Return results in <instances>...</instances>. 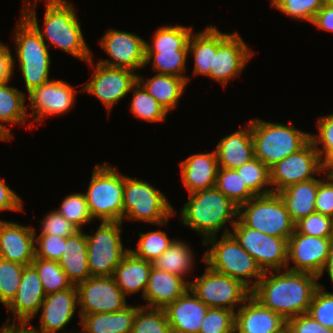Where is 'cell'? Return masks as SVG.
I'll return each instance as SVG.
<instances>
[{
    "label": "cell",
    "instance_id": "obj_5",
    "mask_svg": "<svg viewBox=\"0 0 333 333\" xmlns=\"http://www.w3.org/2000/svg\"><path fill=\"white\" fill-rule=\"evenodd\" d=\"M255 158L269 169L288 155L298 152L310 141V134L288 125L250 120Z\"/></svg>",
    "mask_w": 333,
    "mask_h": 333
},
{
    "label": "cell",
    "instance_id": "obj_7",
    "mask_svg": "<svg viewBox=\"0 0 333 333\" xmlns=\"http://www.w3.org/2000/svg\"><path fill=\"white\" fill-rule=\"evenodd\" d=\"M14 31L17 58L29 93L49 80L50 54L39 31L22 15Z\"/></svg>",
    "mask_w": 333,
    "mask_h": 333
},
{
    "label": "cell",
    "instance_id": "obj_12",
    "mask_svg": "<svg viewBox=\"0 0 333 333\" xmlns=\"http://www.w3.org/2000/svg\"><path fill=\"white\" fill-rule=\"evenodd\" d=\"M189 289L209 308H224L235 312V304H244L251 290L241 281L213 271L189 282Z\"/></svg>",
    "mask_w": 333,
    "mask_h": 333
},
{
    "label": "cell",
    "instance_id": "obj_38",
    "mask_svg": "<svg viewBox=\"0 0 333 333\" xmlns=\"http://www.w3.org/2000/svg\"><path fill=\"white\" fill-rule=\"evenodd\" d=\"M130 91H133L130 111L136 117L149 122H160L165 120L168 112L138 81L131 87Z\"/></svg>",
    "mask_w": 333,
    "mask_h": 333
},
{
    "label": "cell",
    "instance_id": "obj_1",
    "mask_svg": "<svg viewBox=\"0 0 333 333\" xmlns=\"http://www.w3.org/2000/svg\"><path fill=\"white\" fill-rule=\"evenodd\" d=\"M318 279L310 273L287 269L283 273H280V270L265 271L251 290V295L263 306L288 320L308 312L313 296L320 286Z\"/></svg>",
    "mask_w": 333,
    "mask_h": 333
},
{
    "label": "cell",
    "instance_id": "obj_46",
    "mask_svg": "<svg viewBox=\"0 0 333 333\" xmlns=\"http://www.w3.org/2000/svg\"><path fill=\"white\" fill-rule=\"evenodd\" d=\"M271 5L293 19L312 22L323 0H271Z\"/></svg>",
    "mask_w": 333,
    "mask_h": 333
},
{
    "label": "cell",
    "instance_id": "obj_19",
    "mask_svg": "<svg viewBox=\"0 0 333 333\" xmlns=\"http://www.w3.org/2000/svg\"><path fill=\"white\" fill-rule=\"evenodd\" d=\"M238 32L232 33L214 55L211 73L207 76L221 82L225 87L228 81L240 76L253 54Z\"/></svg>",
    "mask_w": 333,
    "mask_h": 333
},
{
    "label": "cell",
    "instance_id": "obj_24",
    "mask_svg": "<svg viewBox=\"0 0 333 333\" xmlns=\"http://www.w3.org/2000/svg\"><path fill=\"white\" fill-rule=\"evenodd\" d=\"M208 308L188 289L164 310L173 333H199Z\"/></svg>",
    "mask_w": 333,
    "mask_h": 333
},
{
    "label": "cell",
    "instance_id": "obj_34",
    "mask_svg": "<svg viewBox=\"0 0 333 333\" xmlns=\"http://www.w3.org/2000/svg\"><path fill=\"white\" fill-rule=\"evenodd\" d=\"M6 83L0 84V139L11 140V131L6 123L11 125L25 124L28 113L25 105V94ZM5 122V124H3Z\"/></svg>",
    "mask_w": 333,
    "mask_h": 333
},
{
    "label": "cell",
    "instance_id": "obj_21",
    "mask_svg": "<svg viewBox=\"0 0 333 333\" xmlns=\"http://www.w3.org/2000/svg\"><path fill=\"white\" fill-rule=\"evenodd\" d=\"M35 228L0 220V257L24 266L35 258Z\"/></svg>",
    "mask_w": 333,
    "mask_h": 333
},
{
    "label": "cell",
    "instance_id": "obj_49",
    "mask_svg": "<svg viewBox=\"0 0 333 333\" xmlns=\"http://www.w3.org/2000/svg\"><path fill=\"white\" fill-rule=\"evenodd\" d=\"M295 229L309 236L333 238V218L315 212L298 221Z\"/></svg>",
    "mask_w": 333,
    "mask_h": 333
},
{
    "label": "cell",
    "instance_id": "obj_57",
    "mask_svg": "<svg viewBox=\"0 0 333 333\" xmlns=\"http://www.w3.org/2000/svg\"><path fill=\"white\" fill-rule=\"evenodd\" d=\"M311 23L318 29L333 32V6L324 4Z\"/></svg>",
    "mask_w": 333,
    "mask_h": 333
},
{
    "label": "cell",
    "instance_id": "obj_53",
    "mask_svg": "<svg viewBox=\"0 0 333 333\" xmlns=\"http://www.w3.org/2000/svg\"><path fill=\"white\" fill-rule=\"evenodd\" d=\"M286 328L290 333H333V330L323 327L308 313L286 320Z\"/></svg>",
    "mask_w": 333,
    "mask_h": 333
},
{
    "label": "cell",
    "instance_id": "obj_10",
    "mask_svg": "<svg viewBox=\"0 0 333 333\" xmlns=\"http://www.w3.org/2000/svg\"><path fill=\"white\" fill-rule=\"evenodd\" d=\"M122 222L101 221L92 235L86 234L91 276H113L116 266L130 251L121 240Z\"/></svg>",
    "mask_w": 333,
    "mask_h": 333
},
{
    "label": "cell",
    "instance_id": "obj_32",
    "mask_svg": "<svg viewBox=\"0 0 333 333\" xmlns=\"http://www.w3.org/2000/svg\"><path fill=\"white\" fill-rule=\"evenodd\" d=\"M140 306L128 305L114 313H93L81 317L80 333H131L135 313Z\"/></svg>",
    "mask_w": 333,
    "mask_h": 333
},
{
    "label": "cell",
    "instance_id": "obj_17",
    "mask_svg": "<svg viewBox=\"0 0 333 333\" xmlns=\"http://www.w3.org/2000/svg\"><path fill=\"white\" fill-rule=\"evenodd\" d=\"M103 47L111 60H99L98 63L118 68H126L135 72L144 68L146 41L133 33L109 29L100 39Z\"/></svg>",
    "mask_w": 333,
    "mask_h": 333
},
{
    "label": "cell",
    "instance_id": "obj_62",
    "mask_svg": "<svg viewBox=\"0 0 333 333\" xmlns=\"http://www.w3.org/2000/svg\"><path fill=\"white\" fill-rule=\"evenodd\" d=\"M281 333H290L287 328H285Z\"/></svg>",
    "mask_w": 333,
    "mask_h": 333
},
{
    "label": "cell",
    "instance_id": "obj_36",
    "mask_svg": "<svg viewBox=\"0 0 333 333\" xmlns=\"http://www.w3.org/2000/svg\"><path fill=\"white\" fill-rule=\"evenodd\" d=\"M192 33L191 26L168 25L160 27L154 33L153 44L146 41L145 51L188 50V42Z\"/></svg>",
    "mask_w": 333,
    "mask_h": 333
},
{
    "label": "cell",
    "instance_id": "obj_3",
    "mask_svg": "<svg viewBox=\"0 0 333 333\" xmlns=\"http://www.w3.org/2000/svg\"><path fill=\"white\" fill-rule=\"evenodd\" d=\"M181 218L185 226L202 234L203 244L206 239L216 236L229 220L231 226L235 224L238 206L214 186L190 193L188 202L182 207Z\"/></svg>",
    "mask_w": 333,
    "mask_h": 333
},
{
    "label": "cell",
    "instance_id": "obj_45",
    "mask_svg": "<svg viewBox=\"0 0 333 333\" xmlns=\"http://www.w3.org/2000/svg\"><path fill=\"white\" fill-rule=\"evenodd\" d=\"M56 211L79 230L93 220L84 193H75L65 197L60 209Z\"/></svg>",
    "mask_w": 333,
    "mask_h": 333
},
{
    "label": "cell",
    "instance_id": "obj_61",
    "mask_svg": "<svg viewBox=\"0 0 333 333\" xmlns=\"http://www.w3.org/2000/svg\"><path fill=\"white\" fill-rule=\"evenodd\" d=\"M325 5L333 6V0H323Z\"/></svg>",
    "mask_w": 333,
    "mask_h": 333
},
{
    "label": "cell",
    "instance_id": "obj_11",
    "mask_svg": "<svg viewBox=\"0 0 333 333\" xmlns=\"http://www.w3.org/2000/svg\"><path fill=\"white\" fill-rule=\"evenodd\" d=\"M230 234L265 271L282 270L288 264V240L261 233L237 220Z\"/></svg>",
    "mask_w": 333,
    "mask_h": 333
},
{
    "label": "cell",
    "instance_id": "obj_13",
    "mask_svg": "<svg viewBox=\"0 0 333 333\" xmlns=\"http://www.w3.org/2000/svg\"><path fill=\"white\" fill-rule=\"evenodd\" d=\"M325 171V163L321 160L313 143L309 141L298 152L288 155L270 168L272 191L277 193L286 187L315 178Z\"/></svg>",
    "mask_w": 333,
    "mask_h": 333
},
{
    "label": "cell",
    "instance_id": "obj_56",
    "mask_svg": "<svg viewBox=\"0 0 333 333\" xmlns=\"http://www.w3.org/2000/svg\"><path fill=\"white\" fill-rule=\"evenodd\" d=\"M9 47L0 42V84L9 82L15 65Z\"/></svg>",
    "mask_w": 333,
    "mask_h": 333
},
{
    "label": "cell",
    "instance_id": "obj_59",
    "mask_svg": "<svg viewBox=\"0 0 333 333\" xmlns=\"http://www.w3.org/2000/svg\"><path fill=\"white\" fill-rule=\"evenodd\" d=\"M326 269L328 271L329 277H330L331 282L333 284V240H332L330 248H329L328 259H327L326 265L323 268V272L318 277L319 279L322 276V274L324 273V270H326Z\"/></svg>",
    "mask_w": 333,
    "mask_h": 333
},
{
    "label": "cell",
    "instance_id": "obj_28",
    "mask_svg": "<svg viewBox=\"0 0 333 333\" xmlns=\"http://www.w3.org/2000/svg\"><path fill=\"white\" fill-rule=\"evenodd\" d=\"M231 34L223 33L213 25L195 35L192 33L188 42V52H191L194 57V75L208 76L211 73L217 48Z\"/></svg>",
    "mask_w": 333,
    "mask_h": 333
},
{
    "label": "cell",
    "instance_id": "obj_37",
    "mask_svg": "<svg viewBox=\"0 0 333 333\" xmlns=\"http://www.w3.org/2000/svg\"><path fill=\"white\" fill-rule=\"evenodd\" d=\"M188 54V50L145 51L144 66L149 65L152 61V69L157 71L156 73L179 76L188 82L190 80L189 77L183 75L186 70Z\"/></svg>",
    "mask_w": 333,
    "mask_h": 333
},
{
    "label": "cell",
    "instance_id": "obj_60",
    "mask_svg": "<svg viewBox=\"0 0 333 333\" xmlns=\"http://www.w3.org/2000/svg\"><path fill=\"white\" fill-rule=\"evenodd\" d=\"M324 173L327 174V176L333 181V162H326L325 163Z\"/></svg>",
    "mask_w": 333,
    "mask_h": 333
},
{
    "label": "cell",
    "instance_id": "obj_23",
    "mask_svg": "<svg viewBox=\"0 0 333 333\" xmlns=\"http://www.w3.org/2000/svg\"><path fill=\"white\" fill-rule=\"evenodd\" d=\"M78 306L76 285L45 296L40 306L43 308L40 318L39 333H57L65 328L75 314Z\"/></svg>",
    "mask_w": 333,
    "mask_h": 333
},
{
    "label": "cell",
    "instance_id": "obj_18",
    "mask_svg": "<svg viewBox=\"0 0 333 333\" xmlns=\"http://www.w3.org/2000/svg\"><path fill=\"white\" fill-rule=\"evenodd\" d=\"M76 90L63 80H50L32 89L28 95L31 117L40 124L45 117L61 115L73 107Z\"/></svg>",
    "mask_w": 333,
    "mask_h": 333
},
{
    "label": "cell",
    "instance_id": "obj_51",
    "mask_svg": "<svg viewBox=\"0 0 333 333\" xmlns=\"http://www.w3.org/2000/svg\"><path fill=\"white\" fill-rule=\"evenodd\" d=\"M64 245H66V238L39 234L35 236V257L58 262L64 252Z\"/></svg>",
    "mask_w": 333,
    "mask_h": 333
},
{
    "label": "cell",
    "instance_id": "obj_44",
    "mask_svg": "<svg viewBox=\"0 0 333 333\" xmlns=\"http://www.w3.org/2000/svg\"><path fill=\"white\" fill-rule=\"evenodd\" d=\"M24 265L0 257V302L7 306L15 297Z\"/></svg>",
    "mask_w": 333,
    "mask_h": 333
},
{
    "label": "cell",
    "instance_id": "obj_35",
    "mask_svg": "<svg viewBox=\"0 0 333 333\" xmlns=\"http://www.w3.org/2000/svg\"><path fill=\"white\" fill-rule=\"evenodd\" d=\"M192 250L184 241L175 240L170 247L153 262V266L180 277L192 271L194 257Z\"/></svg>",
    "mask_w": 333,
    "mask_h": 333
},
{
    "label": "cell",
    "instance_id": "obj_39",
    "mask_svg": "<svg viewBox=\"0 0 333 333\" xmlns=\"http://www.w3.org/2000/svg\"><path fill=\"white\" fill-rule=\"evenodd\" d=\"M32 265L39 274L45 295L68 289L73 285L57 261L35 257Z\"/></svg>",
    "mask_w": 333,
    "mask_h": 333
},
{
    "label": "cell",
    "instance_id": "obj_47",
    "mask_svg": "<svg viewBox=\"0 0 333 333\" xmlns=\"http://www.w3.org/2000/svg\"><path fill=\"white\" fill-rule=\"evenodd\" d=\"M235 312L224 308H208L199 333H234Z\"/></svg>",
    "mask_w": 333,
    "mask_h": 333
},
{
    "label": "cell",
    "instance_id": "obj_41",
    "mask_svg": "<svg viewBox=\"0 0 333 333\" xmlns=\"http://www.w3.org/2000/svg\"><path fill=\"white\" fill-rule=\"evenodd\" d=\"M235 170L241 176L243 183L255 196L273 192L272 188H270V169L258 158L244 163ZM267 185H270V187L268 188Z\"/></svg>",
    "mask_w": 333,
    "mask_h": 333
},
{
    "label": "cell",
    "instance_id": "obj_55",
    "mask_svg": "<svg viewBox=\"0 0 333 333\" xmlns=\"http://www.w3.org/2000/svg\"><path fill=\"white\" fill-rule=\"evenodd\" d=\"M22 199L0 178V212L23 211Z\"/></svg>",
    "mask_w": 333,
    "mask_h": 333
},
{
    "label": "cell",
    "instance_id": "obj_48",
    "mask_svg": "<svg viewBox=\"0 0 333 333\" xmlns=\"http://www.w3.org/2000/svg\"><path fill=\"white\" fill-rule=\"evenodd\" d=\"M307 313L323 327L333 330V292L323 291L320 285Z\"/></svg>",
    "mask_w": 333,
    "mask_h": 333
},
{
    "label": "cell",
    "instance_id": "obj_22",
    "mask_svg": "<svg viewBox=\"0 0 333 333\" xmlns=\"http://www.w3.org/2000/svg\"><path fill=\"white\" fill-rule=\"evenodd\" d=\"M45 292L36 268L31 264L24 267L18 291L6 306L14 315L13 323H29L38 314Z\"/></svg>",
    "mask_w": 333,
    "mask_h": 333
},
{
    "label": "cell",
    "instance_id": "obj_31",
    "mask_svg": "<svg viewBox=\"0 0 333 333\" xmlns=\"http://www.w3.org/2000/svg\"><path fill=\"white\" fill-rule=\"evenodd\" d=\"M320 181L321 179L313 178L277 192L295 224L316 212L315 199Z\"/></svg>",
    "mask_w": 333,
    "mask_h": 333
},
{
    "label": "cell",
    "instance_id": "obj_25",
    "mask_svg": "<svg viewBox=\"0 0 333 333\" xmlns=\"http://www.w3.org/2000/svg\"><path fill=\"white\" fill-rule=\"evenodd\" d=\"M184 279L152 265L143 296L147 301L144 307L165 309L189 289V281Z\"/></svg>",
    "mask_w": 333,
    "mask_h": 333
},
{
    "label": "cell",
    "instance_id": "obj_8",
    "mask_svg": "<svg viewBox=\"0 0 333 333\" xmlns=\"http://www.w3.org/2000/svg\"><path fill=\"white\" fill-rule=\"evenodd\" d=\"M238 218L253 230L287 240L295 231L294 221L275 192L255 196L240 205Z\"/></svg>",
    "mask_w": 333,
    "mask_h": 333
},
{
    "label": "cell",
    "instance_id": "obj_20",
    "mask_svg": "<svg viewBox=\"0 0 333 333\" xmlns=\"http://www.w3.org/2000/svg\"><path fill=\"white\" fill-rule=\"evenodd\" d=\"M286 320L250 295L235 312L234 333H281Z\"/></svg>",
    "mask_w": 333,
    "mask_h": 333
},
{
    "label": "cell",
    "instance_id": "obj_26",
    "mask_svg": "<svg viewBox=\"0 0 333 333\" xmlns=\"http://www.w3.org/2000/svg\"><path fill=\"white\" fill-rule=\"evenodd\" d=\"M180 168L183 184L189 194L216 185L219 164L215 150L188 156L180 163Z\"/></svg>",
    "mask_w": 333,
    "mask_h": 333
},
{
    "label": "cell",
    "instance_id": "obj_50",
    "mask_svg": "<svg viewBox=\"0 0 333 333\" xmlns=\"http://www.w3.org/2000/svg\"><path fill=\"white\" fill-rule=\"evenodd\" d=\"M317 122L319 135L316 137L310 134V141L316 148L321 160L326 163L333 158V114L321 116ZM318 145H323V149L319 148Z\"/></svg>",
    "mask_w": 333,
    "mask_h": 333
},
{
    "label": "cell",
    "instance_id": "obj_30",
    "mask_svg": "<svg viewBox=\"0 0 333 333\" xmlns=\"http://www.w3.org/2000/svg\"><path fill=\"white\" fill-rule=\"evenodd\" d=\"M87 255L86 233L79 230L74 235L66 237L64 252L58 262L73 285H78L91 276Z\"/></svg>",
    "mask_w": 333,
    "mask_h": 333
},
{
    "label": "cell",
    "instance_id": "obj_40",
    "mask_svg": "<svg viewBox=\"0 0 333 333\" xmlns=\"http://www.w3.org/2000/svg\"><path fill=\"white\" fill-rule=\"evenodd\" d=\"M215 187L238 207L255 197L235 169L219 167Z\"/></svg>",
    "mask_w": 333,
    "mask_h": 333
},
{
    "label": "cell",
    "instance_id": "obj_16",
    "mask_svg": "<svg viewBox=\"0 0 333 333\" xmlns=\"http://www.w3.org/2000/svg\"><path fill=\"white\" fill-rule=\"evenodd\" d=\"M333 238L314 237L299 233L296 229L288 239L287 270L306 272L317 277L323 272Z\"/></svg>",
    "mask_w": 333,
    "mask_h": 333
},
{
    "label": "cell",
    "instance_id": "obj_33",
    "mask_svg": "<svg viewBox=\"0 0 333 333\" xmlns=\"http://www.w3.org/2000/svg\"><path fill=\"white\" fill-rule=\"evenodd\" d=\"M143 79L137 74V81L168 113L176 108L187 85L184 78L161 73H156L149 80Z\"/></svg>",
    "mask_w": 333,
    "mask_h": 333
},
{
    "label": "cell",
    "instance_id": "obj_42",
    "mask_svg": "<svg viewBox=\"0 0 333 333\" xmlns=\"http://www.w3.org/2000/svg\"><path fill=\"white\" fill-rule=\"evenodd\" d=\"M131 333H173L164 309L140 306Z\"/></svg>",
    "mask_w": 333,
    "mask_h": 333
},
{
    "label": "cell",
    "instance_id": "obj_2",
    "mask_svg": "<svg viewBox=\"0 0 333 333\" xmlns=\"http://www.w3.org/2000/svg\"><path fill=\"white\" fill-rule=\"evenodd\" d=\"M34 1L31 6V1H25L27 6L24 5L26 8H23L22 15L39 31L42 40H48L50 44L90 63L94 68L92 54L86 45L74 6L67 0H46L42 33L35 13L37 0Z\"/></svg>",
    "mask_w": 333,
    "mask_h": 333
},
{
    "label": "cell",
    "instance_id": "obj_4",
    "mask_svg": "<svg viewBox=\"0 0 333 333\" xmlns=\"http://www.w3.org/2000/svg\"><path fill=\"white\" fill-rule=\"evenodd\" d=\"M223 231L220 240L212 236L203 242V246L208 243L212 246L206 250L202 260L213 271L238 279L252 290L262 278L263 271L230 234L231 231L227 228ZM253 277L255 280L251 285L250 278Z\"/></svg>",
    "mask_w": 333,
    "mask_h": 333
},
{
    "label": "cell",
    "instance_id": "obj_6",
    "mask_svg": "<svg viewBox=\"0 0 333 333\" xmlns=\"http://www.w3.org/2000/svg\"><path fill=\"white\" fill-rule=\"evenodd\" d=\"M124 176L107 163L93 169L84 193L93 220L122 222Z\"/></svg>",
    "mask_w": 333,
    "mask_h": 333
},
{
    "label": "cell",
    "instance_id": "obj_9",
    "mask_svg": "<svg viewBox=\"0 0 333 333\" xmlns=\"http://www.w3.org/2000/svg\"><path fill=\"white\" fill-rule=\"evenodd\" d=\"M175 212L168 198L160 190L144 180L124 175V219L165 225Z\"/></svg>",
    "mask_w": 333,
    "mask_h": 333
},
{
    "label": "cell",
    "instance_id": "obj_15",
    "mask_svg": "<svg viewBox=\"0 0 333 333\" xmlns=\"http://www.w3.org/2000/svg\"><path fill=\"white\" fill-rule=\"evenodd\" d=\"M94 75L81 92L95 95L110 113L112 106L131 92L137 82V74L126 68L110 67L97 62Z\"/></svg>",
    "mask_w": 333,
    "mask_h": 333
},
{
    "label": "cell",
    "instance_id": "obj_27",
    "mask_svg": "<svg viewBox=\"0 0 333 333\" xmlns=\"http://www.w3.org/2000/svg\"><path fill=\"white\" fill-rule=\"evenodd\" d=\"M215 152L219 167L226 169H237L254 159L255 152L250 122L248 127L223 137L218 142Z\"/></svg>",
    "mask_w": 333,
    "mask_h": 333
},
{
    "label": "cell",
    "instance_id": "obj_29",
    "mask_svg": "<svg viewBox=\"0 0 333 333\" xmlns=\"http://www.w3.org/2000/svg\"><path fill=\"white\" fill-rule=\"evenodd\" d=\"M153 263L137 258L129 251L116 266L113 278L125 296L142 290L144 296Z\"/></svg>",
    "mask_w": 333,
    "mask_h": 333
},
{
    "label": "cell",
    "instance_id": "obj_43",
    "mask_svg": "<svg viewBox=\"0 0 333 333\" xmlns=\"http://www.w3.org/2000/svg\"><path fill=\"white\" fill-rule=\"evenodd\" d=\"M139 242L137 249H130V251L139 259L154 262L160 257L174 242L170 239L165 231L155 230L148 233H139Z\"/></svg>",
    "mask_w": 333,
    "mask_h": 333
},
{
    "label": "cell",
    "instance_id": "obj_58",
    "mask_svg": "<svg viewBox=\"0 0 333 333\" xmlns=\"http://www.w3.org/2000/svg\"><path fill=\"white\" fill-rule=\"evenodd\" d=\"M10 319L5 321V324L0 327V333H39L35 327L29 326L28 323H9Z\"/></svg>",
    "mask_w": 333,
    "mask_h": 333
},
{
    "label": "cell",
    "instance_id": "obj_52",
    "mask_svg": "<svg viewBox=\"0 0 333 333\" xmlns=\"http://www.w3.org/2000/svg\"><path fill=\"white\" fill-rule=\"evenodd\" d=\"M41 223V233L60 236L63 238L74 235L79 229L70 223L66 218L56 210L48 213Z\"/></svg>",
    "mask_w": 333,
    "mask_h": 333
},
{
    "label": "cell",
    "instance_id": "obj_54",
    "mask_svg": "<svg viewBox=\"0 0 333 333\" xmlns=\"http://www.w3.org/2000/svg\"><path fill=\"white\" fill-rule=\"evenodd\" d=\"M327 181H320L315 199L317 213L333 218V181L327 176Z\"/></svg>",
    "mask_w": 333,
    "mask_h": 333
},
{
    "label": "cell",
    "instance_id": "obj_14",
    "mask_svg": "<svg viewBox=\"0 0 333 333\" xmlns=\"http://www.w3.org/2000/svg\"><path fill=\"white\" fill-rule=\"evenodd\" d=\"M76 288L80 318L93 313H114L128 306L112 276H90Z\"/></svg>",
    "mask_w": 333,
    "mask_h": 333
}]
</instances>
